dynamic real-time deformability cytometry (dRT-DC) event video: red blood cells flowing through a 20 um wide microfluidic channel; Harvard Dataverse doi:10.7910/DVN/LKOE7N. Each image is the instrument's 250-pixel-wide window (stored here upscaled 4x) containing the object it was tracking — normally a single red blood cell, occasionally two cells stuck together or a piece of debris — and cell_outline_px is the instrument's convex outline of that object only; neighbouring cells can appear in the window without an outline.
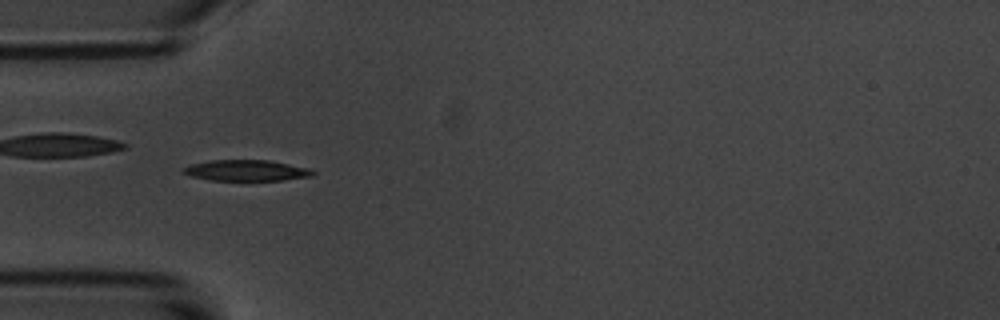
{"species": "common noctule bat (a hibernating species)", "species_latin": "Nyctalus noctula", "temperature_condition": "room temperature", "stored_images_in_passage": 56, "camera_frame_rate_fps": 3000, "um_per_image_px": 0.085, "animal": {"sex": "male", "body_mass_g": 20.1, "forearm_length_mm": 53.5}, "frame": {"image": 1, "passage_image": 17, "time_ms": 5.333, "image_size_px": [1000, 320], "cell_outline_px": [[316, 172], [312, 176], [280, 180], [212, 180], [192, 176], [180, 172], [184, 168], [192, 164], [212, 160], [268, 160], [308, 168]], "centroid_in_image_um": [20.94, 14.48], "position_along_channel_um": 64.1, "area_um2": 15.55}}
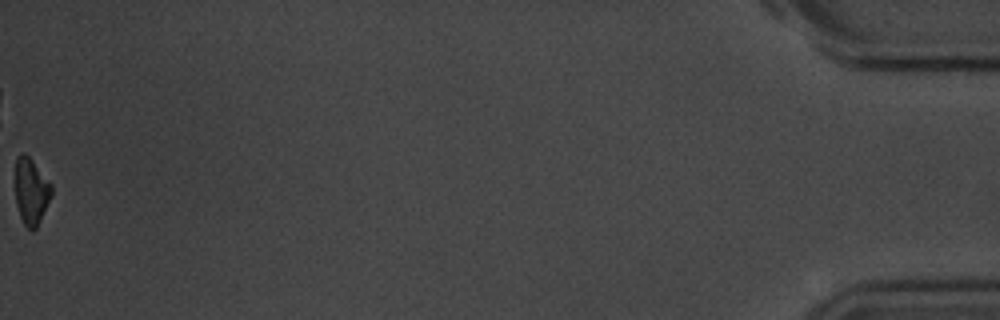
{"frame": {"image": 2, "passage_image": 56, "time_ms": 18.333, "image_size_px": [1000, 320], "cell_outline_px": [[52, 196], [36, 228], [32, 232], [24, 224], [20, 216], [16, 204], [16, 156], [24, 152], [32, 160], [52, 184]], "centroid_in_image_um": [2.66, 16.27], "position_along_channel_um": 432.5, "area_um2": 13.99}, "authors_computed_cell_mechanics": {"area_um2": 15.5193, "velocity_mm_per_s": 3.6186, "shape_relaxation_time_tau1_ms": 1.9976, "shape_relaxation_time_tau2_ms": 8.5462, "deformation_change_tau1": 0.1264, "deformation_change_tau2": 0.1426}}